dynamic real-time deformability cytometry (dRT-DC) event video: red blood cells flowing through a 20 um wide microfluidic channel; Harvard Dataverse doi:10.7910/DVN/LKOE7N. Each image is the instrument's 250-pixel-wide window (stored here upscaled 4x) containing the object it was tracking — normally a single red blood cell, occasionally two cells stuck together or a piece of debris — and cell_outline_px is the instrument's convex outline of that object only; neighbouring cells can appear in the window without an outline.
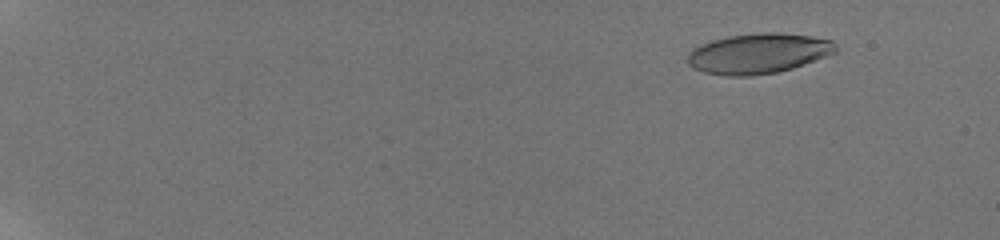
{"species": "human", "species_latin": "Homo sapiens", "temperature_condition": "room temperature", "stored_images_in_passage": 23, "camera_frame_rate_fps": 3000, "um_per_image_px": 0.085, "donor": {"sex": "male"}, "frame": {"image": 1, "passage_image": 6, "time_ms": 2.333, "image_size_px": [1000, 240], "cell_outline_px": [[836, 52], [804, 64], [792, 68], [776, 72], [748, 76], [724, 76], [704, 72], [692, 68], [688, 64], [688, 52], [692, 48], [700, 44], [712, 40], [728, 36], [760, 32], [780, 32], [812, 36], [832, 40], [836, 44]], "centroid_in_image_um": [64.43, 4.54], "position_along_channel_um": 20.6, "area_um2": 34.85}}
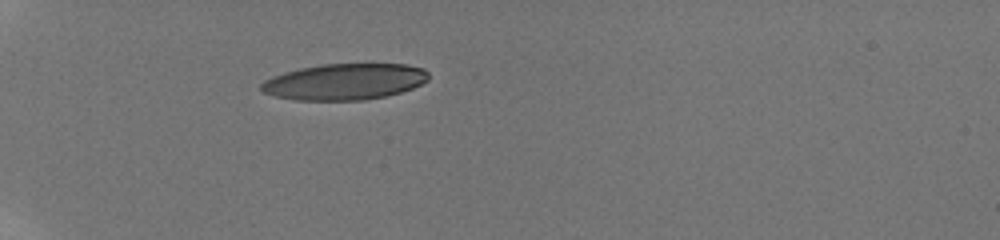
{"frame": {"image": 2, "passage_image": 20, "time_ms": 7.0, "image_size_px": [1000, 240], "cell_outline_px": [[428, 80], [412, 88], [400, 92], [384, 96], [364, 100], [292, 100], [276, 96], [264, 92], [260, 88], [260, 84], [264, 80], [272, 76], [284, 72], [300, 68], [320, 64], [408, 64], [424, 68], [428, 72]], "centroid_in_image_um": [29.28, 6.94], "position_along_channel_um": 55.7, "area_um2": 35.37}}
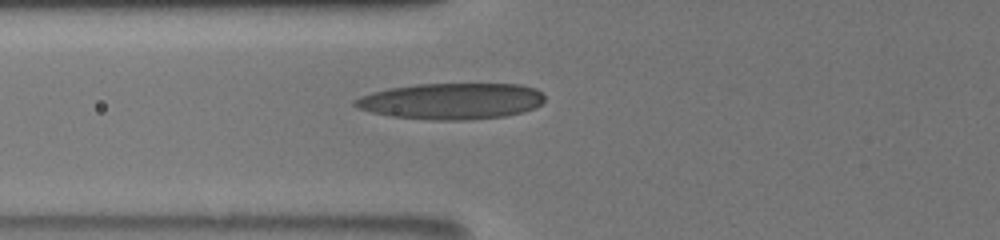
{"frame": {"image": 3, "passage_image": 23, "time_ms": 8.667, "image_size_px": [1000, 240], "cell_outline_px": [[544, 100], [540, 104], [532, 108], [520, 112], [504, 116], [468, 120], [432, 120], [388, 116], [356, 108], [352, 104], [352, 100], [360, 96], [372, 92], [388, 88], [416, 84], [520, 84], [536, 88], [544, 96]], "centroid_in_image_um": [38.31, 8.59], "position_along_channel_um": 87.5, "area_um2": 40.17}}